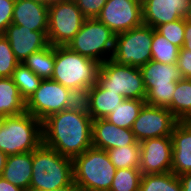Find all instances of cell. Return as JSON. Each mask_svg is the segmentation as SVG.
Here are the masks:
<instances>
[{
    "instance_id": "1",
    "label": "cell",
    "mask_w": 191,
    "mask_h": 191,
    "mask_svg": "<svg viewBox=\"0 0 191 191\" xmlns=\"http://www.w3.org/2000/svg\"><path fill=\"white\" fill-rule=\"evenodd\" d=\"M92 122L88 114L62 110L42 121V143L73 159L92 147Z\"/></svg>"
},
{
    "instance_id": "2",
    "label": "cell",
    "mask_w": 191,
    "mask_h": 191,
    "mask_svg": "<svg viewBox=\"0 0 191 191\" xmlns=\"http://www.w3.org/2000/svg\"><path fill=\"white\" fill-rule=\"evenodd\" d=\"M67 187H75L72 159L41 143L32 151L29 191H52Z\"/></svg>"
},
{
    "instance_id": "3",
    "label": "cell",
    "mask_w": 191,
    "mask_h": 191,
    "mask_svg": "<svg viewBox=\"0 0 191 191\" xmlns=\"http://www.w3.org/2000/svg\"><path fill=\"white\" fill-rule=\"evenodd\" d=\"M73 183L79 191H109L116 168L106 150L91 147L72 159Z\"/></svg>"
},
{
    "instance_id": "4",
    "label": "cell",
    "mask_w": 191,
    "mask_h": 191,
    "mask_svg": "<svg viewBox=\"0 0 191 191\" xmlns=\"http://www.w3.org/2000/svg\"><path fill=\"white\" fill-rule=\"evenodd\" d=\"M101 63L70 50L55 46V64L51 80L68 89H90L97 83Z\"/></svg>"
},
{
    "instance_id": "5",
    "label": "cell",
    "mask_w": 191,
    "mask_h": 191,
    "mask_svg": "<svg viewBox=\"0 0 191 191\" xmlns=\"http://www.w3.org/2000/svg\"><path fill=\"white\" fill-rule=\"evenodd\" d=\"M42 143V122L25 112L8 116L0 131V151L7 156L35 150Z\"/></svg>"
},
{
    "instance_id": "6",
    "label": "cell",
    "mask_w": 191,
    "mask_h": 191,
    "mask_svg": "<svg viewBox=\"0 0 191 191\" xmlns=\"http://www.w3.org/2000/svg\"><path fill=\"white\" fill-rule=\"evenodd\" d=\"M115 33L97 18L85 19L81 29L66 45L70 50L96 62L112 59Z\"/></svg>"
},
{
    "instance_id": "7",
    "label": "cell",
    "mask_w": 191,
    "mask_h": 191,
    "mask_svg": "<svg viewBox=\"0 0 191 191\" xmlns=\"http://www.w3.org/2000/svg\"><path fill=\"white\" fill-rule=\"evenodd\" d=\"M139 69L147 92L146 104L168 108L172 104L177 81L183 78L177 64L151 60Z\"/></svg>"
},
{
    "instance_id": "8",
    "label": "cell",
    "mask_w": 191,
    "mask_h": 191,
    "mask_svg": "<svg viewBox=\"0 0 191 191\" xmlns=\"http://www.w3.org/2000/svg\"><path fill=\"white\" fill-rule=\"evenodd\" d=\"M97 82L125 99L145 100L147 95L140 69L112 59L101 63Z\"/></svg>"
},
{
    "instance_id": "9",
    "label": "cell",
    "mask_w": 191,
    "mask_h": 191,
    "mask_svg": "<svg viewBox=\"0 0 191 191\" xmlns=\"http://www.w3.org/2000/svg\"><path fill=\"white\" fill-rule=\"evenodd\" d=\"M153 28L147 25L119 33L115 36L112 60L120 65L142 67L151 61Z\"/></svg>"
},
{
    "instance_id": "10",
    "label": "cell",
    "mask_w": 191,
    "mask_h": 191,
    "mask_svg": "<svg viewBox=\"0 0 191 191\" xmlns=\"http://www.w3.org/2000/svg\"><path fill=\"white\" fill-rule=\"evenodd\" d=\"M85 17L74 0H58L49 6L47 37L52 46H66L81 29Z\"/></svg>"
},
{
    "instance_id": "11",
    "label": "cell",
    "mask_w": 191,
    "mask_h": 191,
    "mask_svg": "<svg viewBox=\"0 0 191 191\" xmlns=\"http://www.w3.org/2000/svg\"><path fill=\"white\" fill-rule=\"evenodd\" d=\"M69 89L51 79L42 80L39 88L26 101V112L40 120L66 110Z\"/></svg>"
},
{
    "instance_id": "12",
    "label": "cell",
    "mask_w": 191,
    "mask_h": 191,
    "mask_svg": "<svg viewBox=\"0 0 191 191\" xmlns=\"http://www.w3.org/2000/svg\"><path fill=\"white\" fill-rule=\"evenodd\" d=\"M97 19L115 35L143 25L142 0H107Z\"/></svg>"
},
{
    "instance_id": "13",
    "label": "cell",
    "mask_w": 191,
    "mask_h": 191,
    "mask_svg": "<svg viewBox=\"0 0 191 191\" xmlns=\"http://www.w3.org/2000/svg\"><path fill=\"white\" fill-rule=\"evenodd\" d=\"M178 120L164 107L144 104L133 122L132 132L137 142L146 139L171 136Z\"/></svg>"
},
{
    "instance_id": "14",
    "label": "cell",
    "mask_w": 191,
    "mask_h": 191,
    "mask_svg": "<svg viewBox=\"0 0 191 191\" xmlns=\"http://www.w3.org/2000/svg\"><path fill=\"white\" fill-rule=\"evenodd\" d=\"M172 138L156 137L140 142L141 174H163L171 171Z\"/></svg>"
},
{
    "instance_id": "15",
    "label": "cell",
    "mask_w": 191,
    "mask_h": 191,
    "mask_svg": "<svg viewBox=\"0 0 191 191\" xmlns=\"http://www.w3.org/2000/svg\"><path fill=\"white\" fill-rule=\"evenodd\" d=\"M2 35L9 41L19 63H22L32 53L49 45L47 31H31L26 27L12 23Z\"/></svg>"
},
{
    "instance_id": "16",
    "label": "cell",
    "mask_w": 191,
    "mask_h": 191,
    "mask_svg": "<svg viewBox=\"0 0 191 191\" xmlns=\"http://www.w3.org/2000/svg\"><path fill=\"white\" fill-rule=\"evenodd\" d=\"M191 0H142L143 24L156 29L159 25L181 19Z\"/></svg>"
},
{
    "instance_id": "17",
    "label": "cell",
    "mask_w": 191,
    "mask_h": 191,
    "mask_svg": "<svg viewBox=\"0 0 191 191\" xmlns=\"http://www.w3.org/2000/svg\"><path fill=\"white\" fill-rule=\"evenodd\" d=\"M137 142L131 129L120 128L106 119H94L92 122V147L109 150L133 145Z\"/></svg>"
},
{
    "instance_id": "18",
    "label": "cell",
    "mask_w": 191,
    "mask_h": 191,
    "mask_svg": "<svg viewBox=\"0 0 191 191\" xmlns=\"http://www.w3.org/2000/svg\"><path fill=\"white\" fill-rule=\"evenodd\" d=\"M171 172L180 176L191 173V122L178 121L172 134Z\"/></svg>"
},
{
    "instance_id": "19",
    "label": "cell",
    "mask_w": 191,
    "mask_h": 191,
    "mask_svg": "<svg viewBox=\"0 0 191 191\" xmlns=\"http://www.w3.org/2000/svg\"><path fill=\"white\" fill-rule=\"evenodd\" d=\"M49 7L33 0H16L12 24L21 25L31 31H47Z\"/></svg>"
},
{
    "instance_id": "20",
    "label": "cell",
    "mask_w": 191,
    "mask_h": 191,
    "mask_svg": "<svg viewBox=\"0 0 191 191\" xmlns=\"http://www.w3.org/2000/svg\"><path fill=\"white\" fill-rule=\"evenodd\" d=\"M2 177L11 184L25 191H29V185L32 179V151L9 155Z\"/></svg>"
},
{
    "instance_id": "21",
    "label": "cell",
    "mask_w": 191,
    "mask_h": 191,
    "mask_svg": "<svg viewBox=\"0 0 191 191\" xmlns=\"http://www.w3.org/2000/svg\"><path fill=\"white\" fill-rule=\"evenodd\" d=\"M125 98L113 91L104 89L98 82L89 90L90 116L94 119H104Z\"/></svg>"
},
{
    "instance_id": "22",
    "label": "cell",
    "mask_w": 191,
    "mask_h": 191,
    "mask_svg": "<svg viewBox=\"0 0 191 191\" xmlns=\"http://www.w3.org/2000/svg\"><path fill=\"white\" fill-rule=\"evenodd\" d=\"M26 112V101L20 96L11 77L0 78V115L18 116Z\"/></svg>"
},
{
    "instance_id": "23",
    "label": "cell",
    "mask_w": 191,
    "mask_h": 191,
    "mask_svg": "<svg viewBox=\"0 0 191 191\" xmlns=\"http://www.w3.org/2000/svg\"><path fill=\"white\" fill-rule=\"evenodd\" d=\"M22 64L42 80L51 79L55 64V46L49 44L47 47L32 53Z\"/></svg>"
},
{
    "instance_id": "24",
    "label": "cell",
    "mask_w": 191,
    "mask_h": 191,
    "mask_svg": "<svg viewBox=\"0 0 191 191\" xmlns=\"http://www.w3.org/2000/svg\"><path fill=\"white\" fill-rule=\"evenodd\" d=\"M178 121L191 119V79L177 81L172 104L167 108Z\"/></svg>"
},
{
    "instance_id": "25",
    "label": "cell",
    "mask_w": 191,
    "mask_h": 191,
    "mask_svg": "<svg viewBox=\"0 0 191 191\" xmlns=\"http://www.w3.org/2000/svg\"><path fill=\"white\" fill-rule=\"evenodd\" d=\"M145 103V100L125 99L104 119L120 128L131 129Z\"/></svg>"
},
{
    "instance_id": "26",
    "label": "cell",
    "mask_w": 191,
    "mask_h": 191,
    "mask_svg": "<svg viewBox=\"0 0 191 191\" xmlns=\"http://www.w3.org/2000/svg\"><path fill=\"white\" fill-rule=\"evenodd\" d=\"M139 191H182L181 183L173 172L163 174H143Z\"/></svg>"
},
{
    "instance_id": "27",
    "label": "cell",
    "mask_w": 191,
    "mask_h": 191,
    "mask_svg": "<svg viewBox=\"0 0 191 191\" xmlns=\"http://www.w3.org/2000/svg\"><path fill=\"white\" fill-rule=\"evenodd\" d=\"M116 169L140 167V142L107 150Z\"/></svg>"
},
{
    "instance_id": "28",
    "label": "cell",
    "mask_w": 191,
    "mask_h": 191,
    "mask_svg": "<svg viewBox=\"0 0 191 191\" xmlns=\"http://www.w3.org/2000/svg\"><path fill=\"white\" fill-rule=\"evenodd\" d=\"M180 48L170 43L153 28L151 45L152 61L164 64H177Z\"/></svg>"
},
{
    "instance_id": "29",
    "label": "cell",
    "mask_w": 191,
    "mask_h": 191,
    "mask_svg": "<svg viewBox=\"0 0 191 191\" xmlns=\"http://www.w3.org/2000/svg\"><path fill=\"white\" fill-rule=\"evenodd\" d=\"M13 82L18 87L20 96L27 101L39 88L42 79L33 73L29 68L20 63L14 70Z\"/></svg>"
},
{
    "instance_id": "30",
    "label": "cell",
    "mask_w": 191,
    "mask_h": 191,
    "mask_svg": "<svg viewBox=\"0 0 191 191\" xmlns=\"http://www.w3.org/2000/svg\"><path fill=\"white\" fill-rule=\"evenodd\" d=\"M141 176L139 168L117 169L109 191H139Z\"/></svg>"
},
{
    "instance_id": "31",
    "label": "cell",
    "mask_w": 191,
    "mask_h": 191,
    "mask_svg": "<svg viewBox=\"0 0 191 191\" xmlns=\"http://www.w3.org/2000/svg\"><path fill=\"white\" fill-rule=\"evenodd\" d=\"M185 25L186 21L184 18H181L170 23L159 25L155 30L170 43L181 49L184 44Z\"/></svg>"
},
{
    "instance_id": "32",
    "label": "cell",
    "mask_w": 191,
    "mask_h": 191,
    "mask_svg": "<svg viewBox=\"0 0 191 191\" xmlns=\"http://www.w3.org/2000/svg\"><path fill=\"white\" fill-rule=\"evenodd\" d=\"M19 64L9 41L0 34V78L12 77L14 70Z\"/></svg>"
},
{
    "instance_id": "33",
    "label": "cell",
    "mask_w": 191,
    "mask_h": 191,
    "mask_svg": "<svg viewBox=\"0 0 191 191\" xmlns=\"http://www.w3.org/2000/svg\"><path fill=\"white\" fill-rule=\"evenodd\" d=\"M89 90L84 88L69 89L66 109L90 115Z\"/></svg>"
},
{
    "instance_id": "34",
    "label": "cell",
    "mask_w": 191,
    "mask_h": 191,
    "mask_svg": "<svg viewBox=\"0 0 191 191\" xmlns=\"http://www.w3.org/2000/svg\"><path fill=\"white\" fill-rule=\"evenodd\" d=\"M86 19L97 18L107 0H74Z\"/></svg>"
},
{
    "instance_id": "35",
    "label": "cell",
    "mask_w": 191,
    "mask_h": 191,
    "mask_svg": "<svg viewBox=\"0 0 191 191\" xmlns=\"http://www.w3.org/2000/svg\"><path fill=\"white\" fill-rule=\"evenodd\" d=\"M16 0H0V34L12 23L13 9Z\"/></svg>"
},
{
    "instance_id": "36",
    "label": "cell",
    "mask_w": 191,
    "mask_h": 191,
    "mask_svg": "<svg viewBox=\"0 0 191 191\" xmlns=\"http://www.w3.org/2000/svg\"><path fill=\"white\" fill-rule=\"evenodd\" d=\"M177 66L183 78L191 79V51L181 48L177 59Z\"/></svg>"
},
{
    "instance_id": "37",
    "label": "cell",
    "mask_w": 191,
    "mask_h": 191,
    "mask_svg": "<svg viewBox=\"0 0 191 191\" xmlns=\"http://www.w3.org/2000/svg\"><path fill=\"white\" fill-rule=\"evenodd\" d=\"M183 49L191 51V22L186 21Z\"/></svg>"
},
{
    "instance_id": "38",
    "label": "cell",
    "mask_w": 191,
    "mask_h": 191,
    "mask_svg": "<svg viewBox=\"0 0 191 191\" xmlns=\"http://www.w3.org/2000/svg\"><path fill=\"white\" fill-rule=\"evenodd\" d=\"M0 191H25L22 188L11 184L9 181L0 177Z\"/></svg>"
},
{
    "instance_id": "39",
    "label": "cell",
    "mask_w": 191,
    "mask_h": 191,
    "mask_svg": "<svg viewBox=\"0 0 191 191\" xmlns=\"http://www.w3.org/2000/svg\"><path fill=\"white\" fill-rule=\"evenodd\" d=\"M182 191H191V173H185L178 176Z\"/></svg>"
},
{
    "instance_id": "40",
    "label": "cell",
    "mask_w": 191,
    "mask_h": 191,
    "mask_svg": "<svg viewBox=\"0 0 191 191\" xmlns=\"http://www.w3.org/2000/svg\"><path fill=\"white\" fill-rule=\"evenodd\" d=\"M7 155L0 151V177L2 176L4 167L6 165Z\"/></svg>"
},
{
    "instance_id": "41",
    "label": "cell",
    "mask_w": 191,
    "mask_h": 191,
    "mask_svg": "<svg viewBox=\"0 0 191 191\" xmlns=\"http://www.w3.org/2000/svg\"><path fill=\"white\" fill-rule=\"evenodd\" d=\"M184 20L191 22V1L189 3V6L187 7L186 13L184 14Z\"/></svg>"
},
{
    "instance_id": "42",
    "label": "cell",
    "mask_w": 191,
    "mask_h": 191,
    "mask_svg": "<svg viewBox=\"0 0 191 191\" xmlns=\"http://www.w3.org/2000/svg\"><path fill=\"white\" fill-rule=\"evenodd\" d=\"M33 1L49 7L54 1L58 0H33Z\"/></svg>"
},
{
    "instance_id": "43",
    "label": "cell",
    "mask_w": 191,
    "mask_h": 191,
    "mask_svg": "<svg viewBox=\"0 0 191 191\" xmlns=\"http://www.w3.org/2000/svg\"><path fill=\"white\" fill-rule=\"evenodd\" d=\"M52 191H79V190L76 187H67V188L56 189Z\"/></svg>"
},
{
    "instance_id": "44",
    "label": "cell",
    "mask_w": 191,
    "mask_h": 191,
    "mask_svg": "<svg viewBox=\"0 0 191 191\" xmlns=\"http://www.w3.org/2000/svg\"><path fill=\"white\" fill-rule=\"evenodd\" d=\"M5 118H6L5 116L0 115V131H1L2 127H3V125H4Z\"/></svg>"
}]
</instances>
